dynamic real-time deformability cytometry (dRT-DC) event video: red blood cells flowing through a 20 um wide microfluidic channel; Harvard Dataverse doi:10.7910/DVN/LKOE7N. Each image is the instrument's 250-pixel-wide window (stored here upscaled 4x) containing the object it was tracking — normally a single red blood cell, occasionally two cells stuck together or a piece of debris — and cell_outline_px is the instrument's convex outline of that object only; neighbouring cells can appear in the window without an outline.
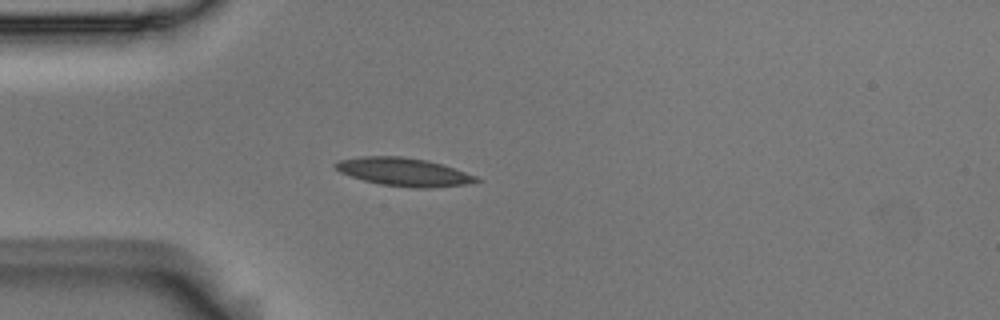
{"species": "Egyptian fruit bat (a non-hibernating species)", "species_latin": "Rousettus aegyptiacus", "temperature_condition": "room temperature", "stored_images_in_passage": 4, "camera_frame_rate_fps": 3000, "um_per_image_px": 0.085, "animal": {"sex": "male"}, "frame": {"image": 1, "passage_image": 4, "time_ms": 1.0, "image_size_px": [1000, 320], "cell_outline_px": [[484, 180], [464, 184], [432, 188], [412, 188], [380, 184], [364, 180], [340, 172], [332, 164], [340, 160], [364, 156], [400, 156], [428, 160], [476, 176]], "centroid_in_image_um": [34.32, 14.62], "position_along_channel_um": 50.7, "area_um2": 22.89}}